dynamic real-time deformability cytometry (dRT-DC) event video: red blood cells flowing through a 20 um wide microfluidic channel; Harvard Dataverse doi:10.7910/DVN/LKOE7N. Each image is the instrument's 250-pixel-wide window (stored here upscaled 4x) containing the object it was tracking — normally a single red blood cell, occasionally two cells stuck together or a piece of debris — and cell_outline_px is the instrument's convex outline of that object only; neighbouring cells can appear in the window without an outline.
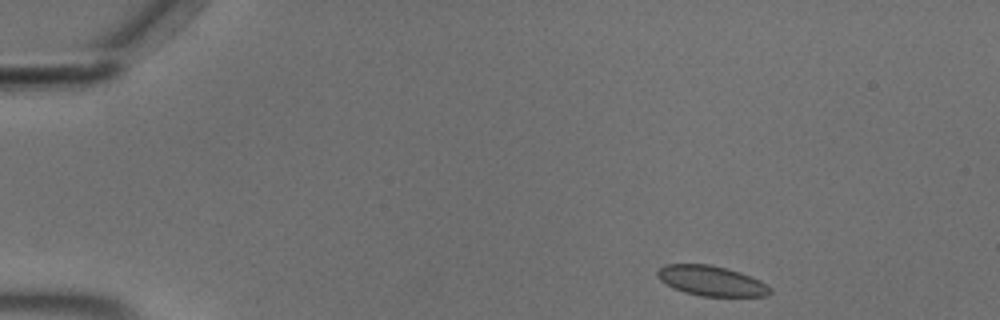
{"species": "common noctule bat (a hibernating species)", "species_latin": "Nyctalus noctula", "temperature_condition": "cold", "stored_images_in_passage": 5, "camera_frame_rate_fps": 3000, "um_per_image_px": 0.085, "animal": {"sex": "male", "body_mass_g": 18.8}, "frame": {"image": 1, "passage_image": 1, "time_ms": 0.0, "image_size_px": [1000, 320], "cell_outline_px": [[772, 292], [768, 296], [700, 296], [684, 292], [660, 280], [656, 276], [656, 272], [664, 264], [708, 264], [740, 272], [760, 280], [772, 288]], "centroid_in_image_um": [60.48, 23.87], "position_along_channel_um": 24.5, "area_um2": 19.65}}